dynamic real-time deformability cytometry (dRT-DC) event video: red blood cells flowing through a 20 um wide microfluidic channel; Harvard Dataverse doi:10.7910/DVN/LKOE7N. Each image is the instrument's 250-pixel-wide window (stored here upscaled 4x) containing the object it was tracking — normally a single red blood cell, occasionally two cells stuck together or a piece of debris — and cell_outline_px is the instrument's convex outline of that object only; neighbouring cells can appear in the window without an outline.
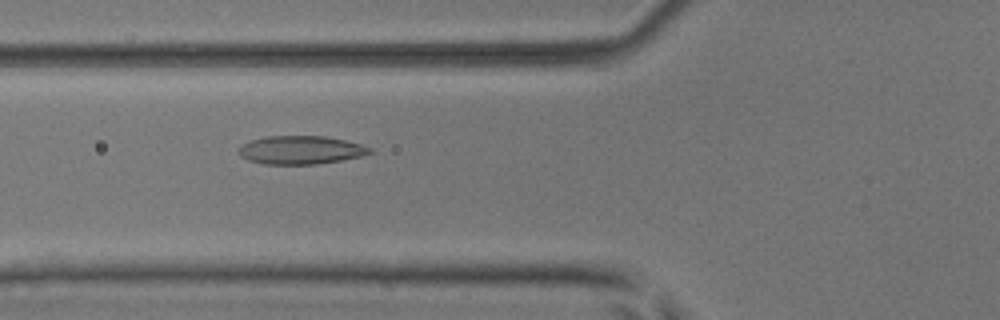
{"species": "common noctule bat (a hibernating species)", "species_latin": "Nyctalus noctula", "temperature_condition": "room temperature", "stored_images_in_passage": 2, "camera_frame_rate_fps": 3000, "um_per_image_px": 0.085, "animal": {"sex": "male", "body_mass_g": 17.9, "forearm_length_mm": 54.2}, "frame": {"image": 1, "passage_image": 2, "time_ms": 0.333, "image_size_px": [1000, 320], "cell_outline_px": [[376, 152], [360, 156], [340, 160], [316, 164], [264, 164], [248, 160], [240, 156], [236, 152], [244, 144], [252, 140], [268, 136], [324, 136], [344, 140], [360, 144], [372, 148]], "centroid_in_image_um": [25.57, 12.75], "position_along_channel_um": 100.2, "area_um2": 21.56}}